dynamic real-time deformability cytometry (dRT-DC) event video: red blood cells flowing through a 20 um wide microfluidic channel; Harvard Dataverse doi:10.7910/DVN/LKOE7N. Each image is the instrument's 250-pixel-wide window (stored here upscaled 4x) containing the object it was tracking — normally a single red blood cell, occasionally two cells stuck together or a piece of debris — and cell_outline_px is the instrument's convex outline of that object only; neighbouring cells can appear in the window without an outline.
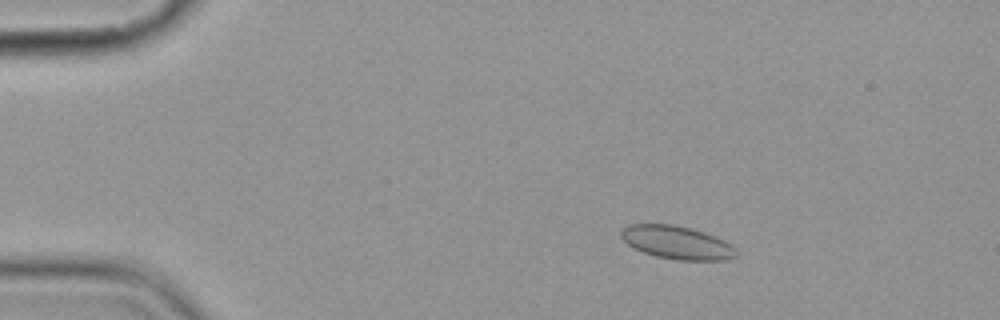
{"species": "common noctule bat (a hibernating species)", "species_latin": "Nyctalus noctula", "temperature_condition": "cold", "stored_images_in_passage": 4, "camera_frame_rate_fps": 3000, "um_per_image_px": 0.085, "animal": {"sex": "female", "body_mass_g": 19.9}, "frame": {"image": 1, "passage_image": 2, "time_ms": 1.0, "image_size_px": [1000, 320], "cell_outline_px": [[736, 256], [724, 260], [676, 260], [656, 256], [644, 252], [628, 244], [620, 236], [620, 232], [628, 224], [672, 224], [692, 228], [704, 232], [724, 240], [732, 244], [736, 248]], "centroid_in_image_um": [57.55, 20.61], "position_along_channel_um": 27.4, "area_um2": 22.2}}
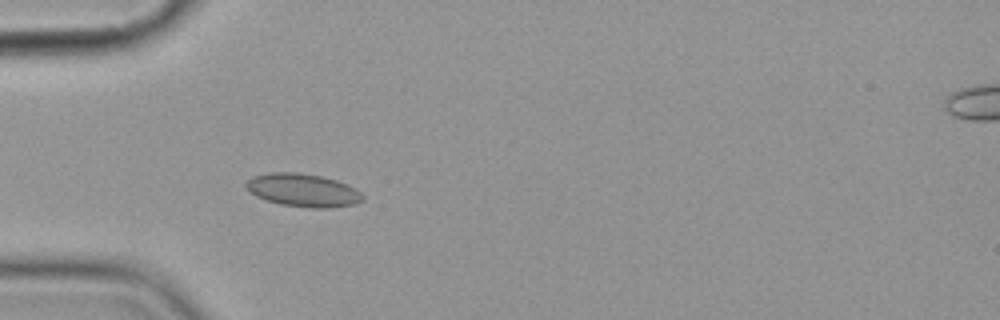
{"frame": {"image": 2, "passage_image": 4, "time_ms": 3.667, "image_size_px": [1000, 320], "cell_outline_px": [[364, 200], [356, 204], [328, 208], [308, 208], [280, 204], [256, 196], [248, 192], [244, 184], [252, 176], [268, 172], [296, 172], [320, 176], [336, 180], [348, 184], [360, 192], [364, 196]], "centroid_in_image_um": [25.74, 16.17], "position_along_channel_um": 59.3, "area_um2": 22.66}}